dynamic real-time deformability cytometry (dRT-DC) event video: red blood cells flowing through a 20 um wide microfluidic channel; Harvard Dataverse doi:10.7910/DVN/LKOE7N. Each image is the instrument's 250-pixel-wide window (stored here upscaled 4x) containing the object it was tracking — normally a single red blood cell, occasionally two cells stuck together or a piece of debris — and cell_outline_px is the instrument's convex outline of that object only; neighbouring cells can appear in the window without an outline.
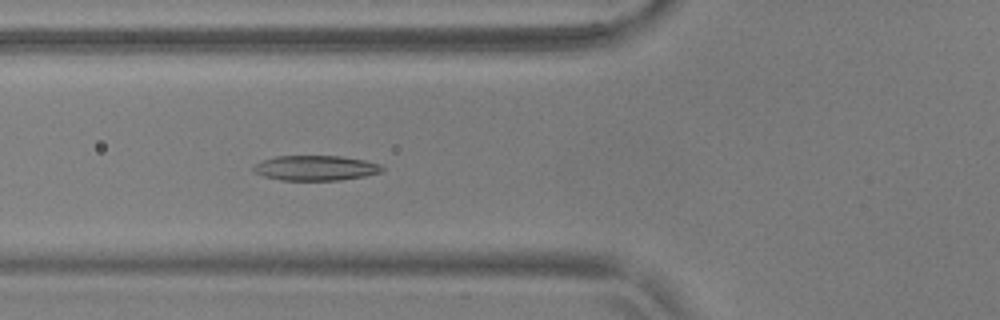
{"species": "common noctule bat (a hibernating species)", "species_latin": "Nyctalus noctula", "temperature_condition": "warm", "stored_images_in_passage": 37, "camera_frame_rate_fps": 3000, "um_per_image_px": 0.085, "animal": {"sex": "male", "body_mass_g": 17.9, "forearm_length_mm": 54.2}, "frame": {"image": 1, "passage_image": 9, "time_ms": 2.667, "image_size_px": [1000, 320], "cell_outline_px": [[384, 168], [380, 172], [364, 176], [340, 180], [280, 180], [264, 176], [252, 172], [252, 168], [256, 164], [264, 160], [276, 156], [340, 156], [364, 160], [380, 164]], "centroid_in_image_um": [26.81, 14.28], "position_along_channel_um": 99.0, "area_um2": 18.67}}
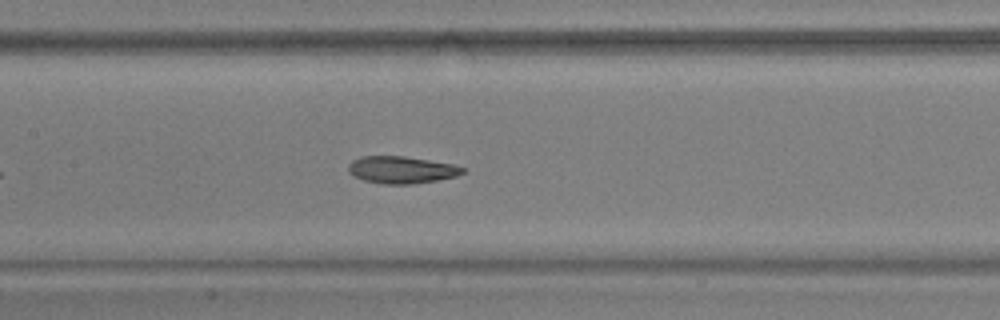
{"frame": {"image": 2, "passage_image": 15, "time_ms": 4.667, "image_size_px": [1000, 320], "cell_outline_px": [[464, 172], [456, 176], [436, 180], [412, 184], [380, 184], [364, 180], [352, 176], [348, 172], [348, 164], [352, 160], [360, 156], [404, 156], [452, 164], [464, 168]], "centroid_in_image_um": [34.06, 14.43], "position_along_channel_um": 173.3, "area_um2": 18.09}}
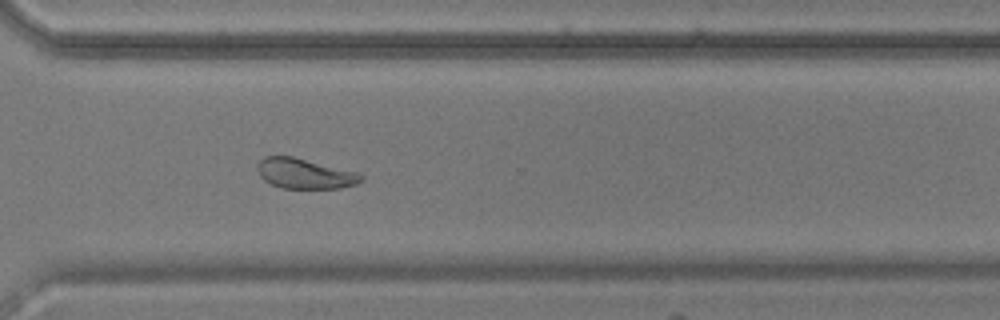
{"frame": {"image": 3, "passage_image": 29, "time_ms": 9.333, "image_size_px": [1000, 320], "cell_outline_px": [[364, 180], [356, 184], [340, 188], [280, 188], [264, 180], [260, 176], [256, 168], [260, 160], [264, 156], [292, 156], [356, 172], [364, 176]], "centroid_in_image_um": [25.89, 14.76], "position_along_channel_um": 344.7, "area_um2": 18.15}, "authors_computed_cell_mechanics": {"area_um2": 18.1492, "velocity_mm_per_s": 3.6793, "shape_relaxation_time_tau1_ms": 4.6582, "shape_relaxation_time_tau2_ms": 2.0225, "deformation_change_tau1": 0.1442, "deformation_change_tau2": 0.0874}}